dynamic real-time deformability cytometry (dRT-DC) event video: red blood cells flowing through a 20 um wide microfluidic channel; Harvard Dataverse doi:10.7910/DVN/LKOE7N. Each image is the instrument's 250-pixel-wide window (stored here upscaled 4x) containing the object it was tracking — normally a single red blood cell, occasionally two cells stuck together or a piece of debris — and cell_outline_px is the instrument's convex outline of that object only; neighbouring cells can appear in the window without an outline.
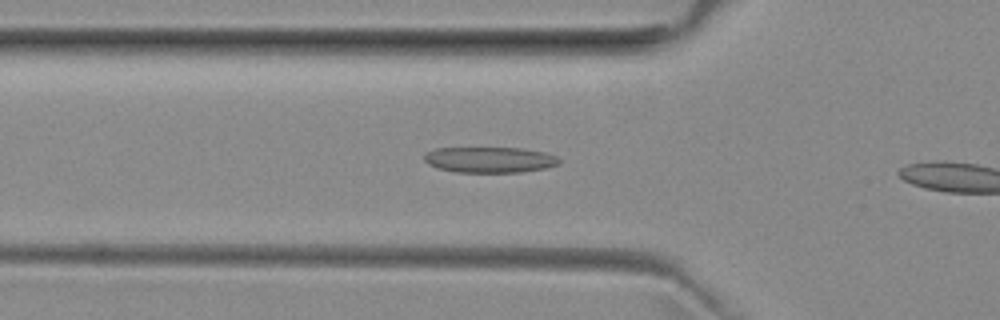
{"species": "common noctule bat (a hibernating species)", "species_latin": "Nyctalus noctula", "temperature_condition": "room temperature", "stored_images_in_passage": 5, "camera_frame_rate_fps": 3000, "um_per_image_px": 0.085, "animal": {"sex": "female", "body_mass_g": 29.2, "forearm_length_mm": 56.3}, "frame": {"image": 1, "passage_image": 3, "time_ms": 0.667, "image_size_px": [1000, 320], "cell_outline_px": [[560, 164], [544, 168], [520, 172], [456, 172], [436, 168], [428, 164], [424, 160], [424, 152], [436, 148], [520, 148], [544, 152], [556, 156], [560, 160]], "centroid_in_image_um": [41.58, 13.58], "position_along_channel_um": 84.2, "area_um2": 20.29}}